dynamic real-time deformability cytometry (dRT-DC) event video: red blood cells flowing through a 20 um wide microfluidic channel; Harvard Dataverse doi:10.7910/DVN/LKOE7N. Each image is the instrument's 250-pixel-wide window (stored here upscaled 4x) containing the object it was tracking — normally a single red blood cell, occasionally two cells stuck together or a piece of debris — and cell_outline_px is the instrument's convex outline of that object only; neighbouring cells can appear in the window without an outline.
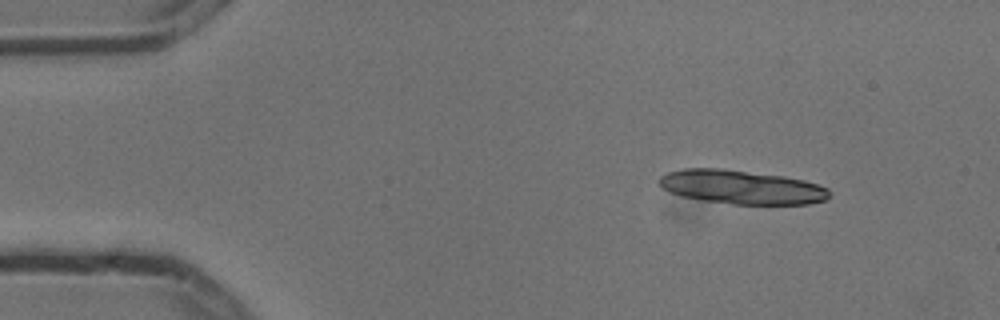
{"species": "common noctule bat (a hibernating species)", "species_latin": "Nyctalus noctula", "temperature_condition": "cold", "stored_images_in_passage": 7, "camera_frame_rate_fps": 3000, "um_per_image_px": 0.085, "animal": {"sex": "male", "body_mass_g": 13.3}, "frame": {"image": 1, "passage_image": 1, "time_ms": 0.0, "image_size_px": [1000, 320], "cell_outline_px": [[832, 192], [828, 200], [808, 204], [732, 204], [704, 200], [680, 196], [668, 192], [660, 188], [656, 184], [656, 180], [660, 176], [668, 172], [684, 168], [724, 168], [784, 176], [804, 180], [828, 188]], "centroid_in_image_um": [62.99, 15.9], "position_along_channel_um": 22.0, "area_um2": 34.16}}
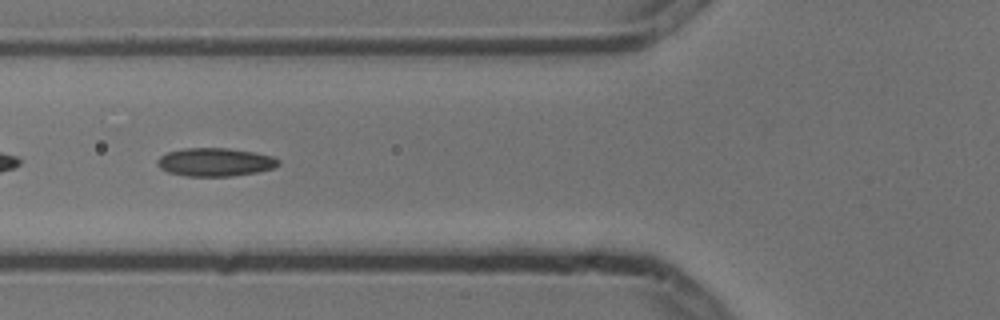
{"frame": {"image": 2, "passage_image": 5, "time_ms": 1.333, "image_size_px": [1000, 320], "cell_outline_px": [[280, 164], [272, 168], [256, 172], [232, 176], [184, 176], [168, 172], [160, 168], [156, 164], [156, 160], [160, 156], [168, 152], [184, 148], [228, 148], [252, 152], [272, 156], [280, 160]], "centroid_in_image_um": [18.25, 13.78], "position_along_channel_um": 107.5, "area_um2": 19.94}}
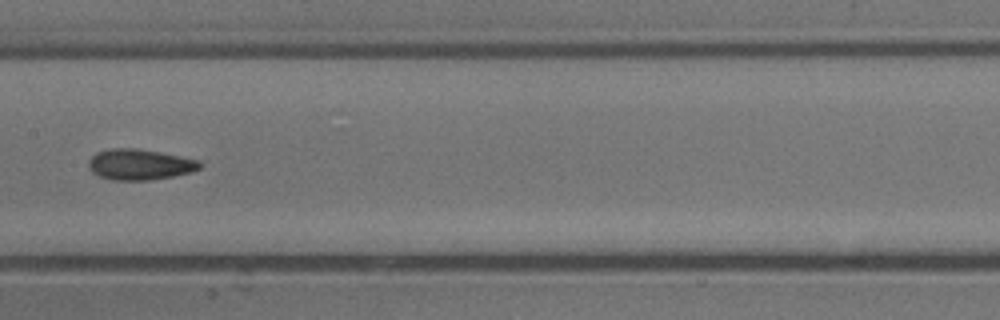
{"frame": {"image": 3, "passage_image": 7, "time_ms": 2.0, "image_size_px": [1000, 320], "cell_outline_px": [[200, 168], [192, 172], [172, 176], [148, 180], [112, 180], [100, 176], [92, 172], [88, 168], [88, 160], [96, 152], [112, 148], [136, 148], [160, 152], [200, 160]], "centroid_in_image_um": [11.85, 13.97], "position_along_channel_um": 195.5, "area_um2": 19.94}}